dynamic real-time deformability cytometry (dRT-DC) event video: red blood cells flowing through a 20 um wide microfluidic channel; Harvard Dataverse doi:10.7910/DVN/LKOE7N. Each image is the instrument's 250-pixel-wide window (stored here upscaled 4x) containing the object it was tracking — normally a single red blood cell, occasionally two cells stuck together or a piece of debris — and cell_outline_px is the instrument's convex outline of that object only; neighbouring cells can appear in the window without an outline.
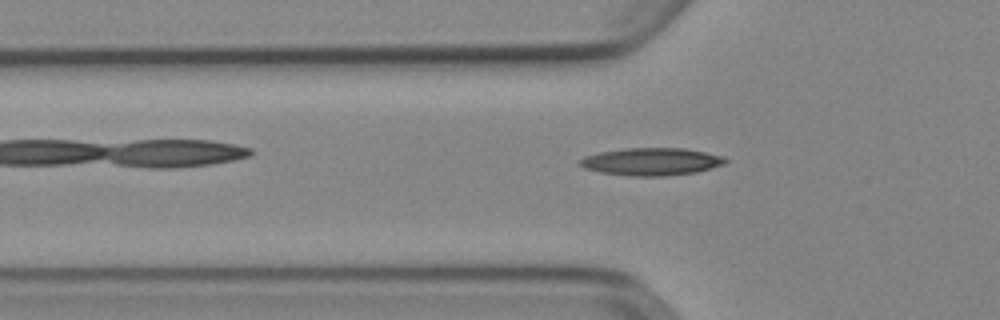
{"species": "Egyptian fruit bat (a non-hibernating species)", "species_latin": "Rousettus aegyptiacus", "temperature_condition": "cold", "stored_images_in_passage": 39, "camera_frame_rate_fps": 3000, "um_per_image_px": 0.085, "animal": {"sex": "female"}, "frame": {"image": 1, "passage_image": 6, "time_ms": 1.667, "image_size_px": [1000, 320], "cell_outline_px": [[728, 160], [724, 164], [696, 172], [664, 176], [632, 176], [600, 172], [584, 168], [580, 164], [580, 160], [584, 156], [600, 152], [624, 148], [684, 148], [724, 156]], "centroid_in_image_um": [55.37, 13.73], "position_along_channel_um": 70.4, "area_um2": 23.24}}
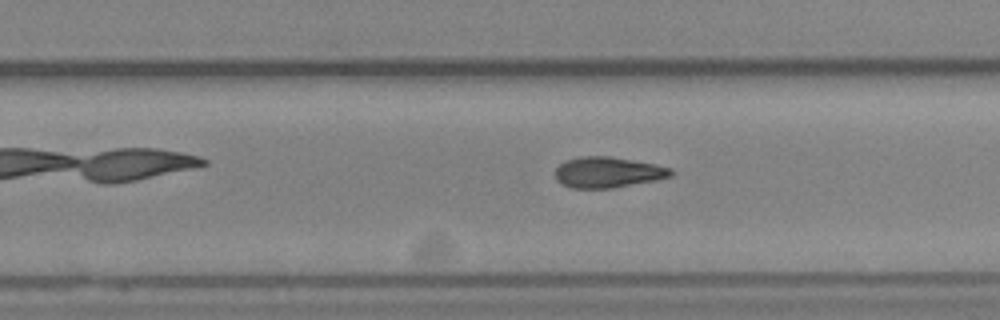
{"frame": {"image": 2, "passage_image": 22, "time_ms": 7.0, "image_size_px": [1000, 320], "cell_outline_px": [[676, 172], [672, 176], [656, 180], [612, 188], [572, 188], [560, 184], [556, 180], [556, 168], [564, 160], [580, 156], [608, 156], [656, 164], [672, 168]], "centroid_in_image_um": [51.67, 14.64], "position_along_channel_um": 278.1, "area_um2": 20.92}}
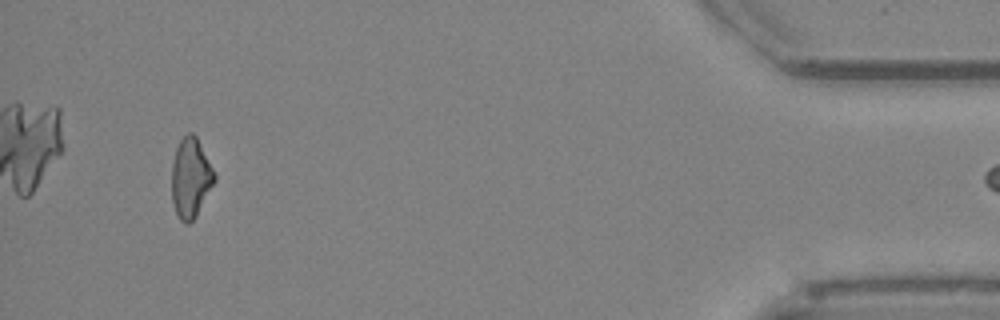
{"frame": {"image": 3, "passage_image": 38, "time_ms": 12.333, "image_size_px": [1000, 320], "cell_outline_px": [[216, 180], [196, 216], [188, 224], [184, 224], [180, 220], [176, 212], [172, 200], [172, 164], [176, 148], [180, 140], [188, 132], [192, 132], [196, 136], [216, 176]], "centroid_in_image_um": [16.2, 15.13], "position_along_channel_um": 419.0, "area_um2": 19.65}}